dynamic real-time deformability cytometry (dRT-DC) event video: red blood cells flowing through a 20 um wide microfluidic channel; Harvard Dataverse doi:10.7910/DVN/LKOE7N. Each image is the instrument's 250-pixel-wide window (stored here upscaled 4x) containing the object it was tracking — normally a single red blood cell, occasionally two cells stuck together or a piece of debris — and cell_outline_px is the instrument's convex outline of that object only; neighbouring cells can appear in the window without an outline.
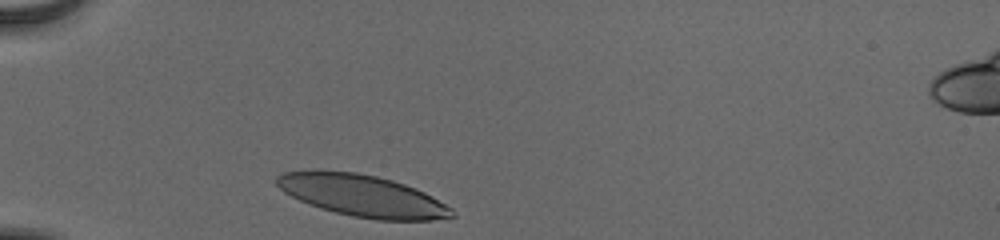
{"species": "human", "species_latin": "Homo sapiens", "temperature_condition": "cold", "stored_images_in_passage": 30, "camera_frame_rate_fps": 3000, "um_per_image_px": 0.085, "donor": {"sex": "male"}, "frame": {"image": 1, "passage_image": 1, "time_ms": 0.0, "image_size_px": [1000, 240], "cell_outline_px": [[456, 216], [432, 220], [376, 220], [352, 216], [320, 208], [308, 204], [284, 192], [276, 184], [276, 176], [284, 172], [356, 172], [376, 176], [392, 180], [404, 184], [424, 192], [432, 196], [452, 208]], "centroid_in_image_um": [30.85, 16.66], "position_along_channel_um": 54.2, "area_um2": 41.96}}
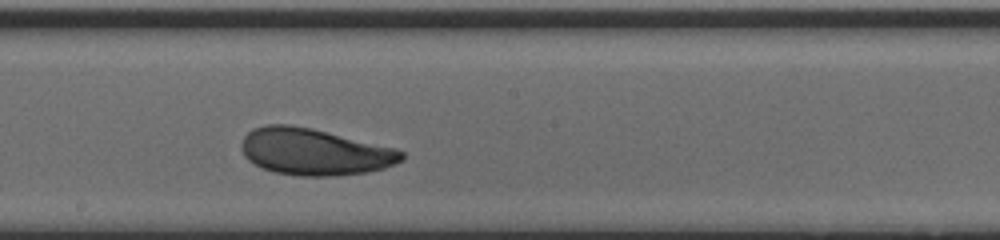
{"frame": {"image": 2, "passage_image": 16, "time_ms": 5.0, "image_size_px": [1000, 240], "cell_outline_px": [[404, 160], [384, 168], [368, 172], [332, 176], [296, 176], [272, 172], [248, 160], [244, 156], [240, 148], [240, 144], [244, 136], [252, 128], [268, 124], [288, 124], [312, 128], [396, 148], [404, 152]], "centroid_in_image_um": [26.71, 12.9], "position_along_channel_um": 221.5, "area_um2": 43.87}}
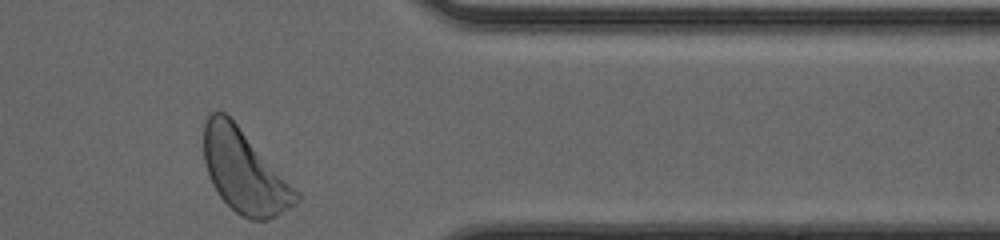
{"frame": {"image": 3, "passage_image": 30, "time_ms": 9.667, "image_size_px": [1000, 240], "cell_outline_px": [[300, 200], [296, 204], [276, 216], [268, 220], [248, 220], [240, 216], [216, 192], [208, 176], [204, 160], [204, 124], [208, 116], [212, 112], [224, 112], [236, 124], [300, 192]], "centroid_in_image_um": [20.78, 14.62], "position_along_channel_um": 390.6, "area_um2": 44.27}, "authors_computed_cell_mechanics": {"area_um2": 42.772, "velocity_mm_per_s": 3.82, "shape_relaxation_time_tau1_ms": 2.0954, "shape_relaxation_time_tau2_ms": 4.739, "deformation_change_tau1": 0.1324, "deformation_change_tau2": 0.1145}}